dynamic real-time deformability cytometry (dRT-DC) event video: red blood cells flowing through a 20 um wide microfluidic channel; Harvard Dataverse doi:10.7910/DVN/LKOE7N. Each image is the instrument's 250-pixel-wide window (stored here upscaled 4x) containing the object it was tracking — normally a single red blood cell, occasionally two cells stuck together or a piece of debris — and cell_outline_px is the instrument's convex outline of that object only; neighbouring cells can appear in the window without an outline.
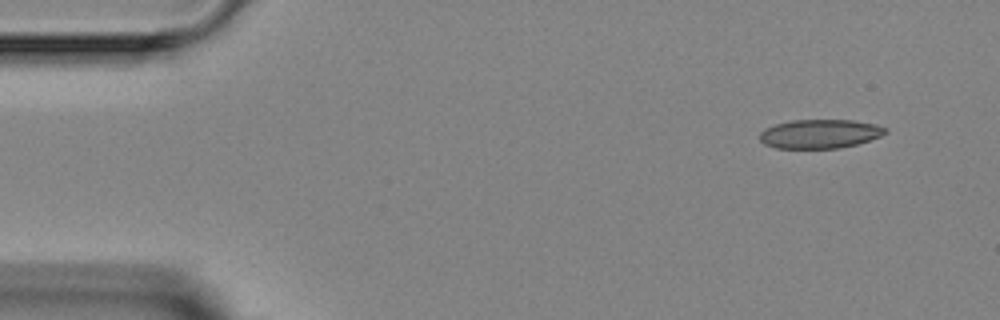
{"species": "Egyptian fruit bat (a non-hibernating species)", "species_latin": "Rousettus aegyptiacus", "temperature_condition": "room temperature", "stored_images_in_passage": 4, "camera_frame_rate_fps": 3000, "um_per_image_px": 0.085, "animal": {"sex": "female"}, "frame": {"image": 1, "passage_image": 1, "time_ms": 0.0, "image_size_px": [1000, 320], "cell_outline_px": [[888, 132], [880, 136], [856, 144], [840, 148], [776, 148], [764, 144], [760, 140], [760, 132], [764, 128], [776, 124], [792, 120], [852, 120], [876, 124], [888, 128]], "centroid_in_image_um": [69.69, 11.37], "position_along_channel_um": 15.3, "area_um2": 21.21}}
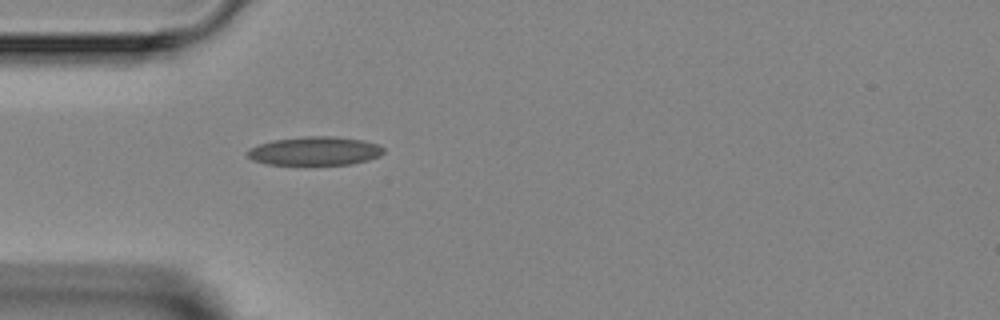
{"frame": {"image": 2, "passage_image": 4, "time_ms": 3.333, "image_size_px": [1000, 320], "cell_outline_px": [[384, 152], [380, 156], [368, 160], [352, 164], [264, 164], [252, 160], [248, 156], [248, 148], [272, 140], [304, 136], [332, 136], [364, 140], [376, 144], [384, 148]], "centroid_in_image_um": [26.76, 12.83], "position_along_channel_um": 58.2, "area_um2": 22.72}}